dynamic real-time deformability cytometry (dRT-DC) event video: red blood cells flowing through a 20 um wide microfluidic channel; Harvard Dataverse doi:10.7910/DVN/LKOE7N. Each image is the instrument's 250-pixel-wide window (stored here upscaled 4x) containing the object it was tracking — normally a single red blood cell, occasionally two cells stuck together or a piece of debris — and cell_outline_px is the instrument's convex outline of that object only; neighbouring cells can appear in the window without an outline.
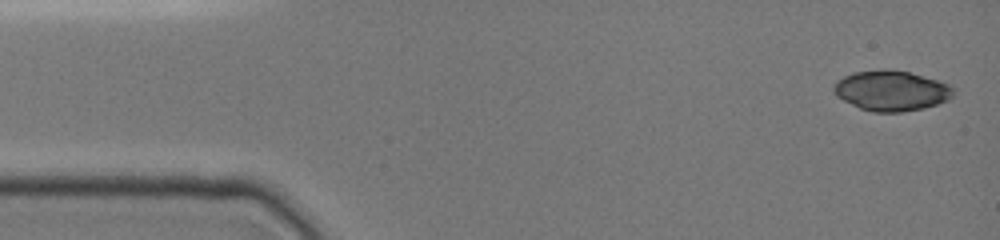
{"species": "common noctule bat (a hibernating species)", "species_latin": "Nyctalus noctula", "temperature_condition": "cold", "stored_images_in_passage": 20, "camera_frame_rate_fps": 3000, "um_per_image_px": 0.085, "animal": {"sex": "female", "body_mass_g": 19.0, "forearm_length_mm": 51.5}, "frame": {"image": 1, "passage_image": 1, "time_ms": 0.0, "image_size_px": [1000, 240], "cell_outline_px": [[952, 96], [948, 100], [924, 108], [900, 112], [872, 112], [860, 108], [836, 96], [832, 88], [836, 80], [852, 72], [884, 68], [908, 72], [936, 80], [948, 84], [952, 88]], "centroid_in_image_um": [75.71, 7.7], "position_along_channel_um": 9.3, "area_um2": 27.98}}
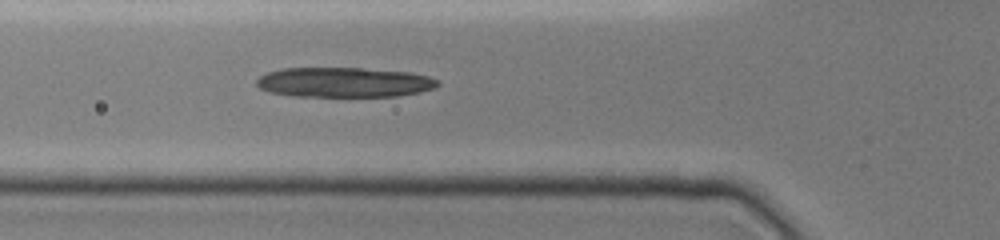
{"frame": {"image": 2, "passage_image": 18, "time_ms": 5.0, "image_size_px": [1000, 240], "cell_outline_px": [[440, 84], [436, 88], [420, 92], [396, 96], [292, 96], [268, 92], [260, 88], [256, 84], [256, 80], [260, 76], [268, 72], [280, 68], [360, 68], [412, 72], [428, 76], [440, 80]], "centroid_in_image_um": [29.27, 6.99], "position_along_channel_um": 96.5, "area_um2": 31.79}}
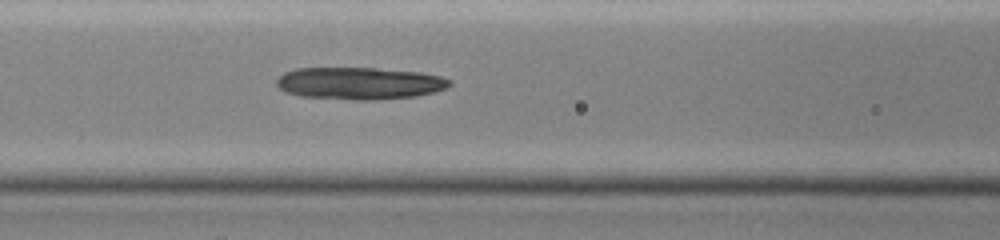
{"frame": {"image": 3, "passage_image": 20, "time_ms": 6.0, "image_size_px": [1000, 240], "cell_outline_px": [[452, 84], [448, 88], [416, 96], [376, 100], [356, 100], [300, 96], [284, 92], [276, 84], [276, 80], [284, 72], [296, 68], [376, 68], [420, 72], [440, 76], [452, 80]], "centroid_in_image_um": [30.56, 7.08], "position_along_channel_um": 136.0, "area_um2": 32.66}}